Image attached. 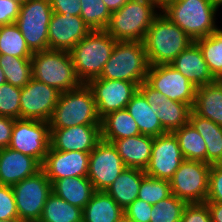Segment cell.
I'll list each match as a JSON object with an SVG mask.
<instances>
[{
  "label": "cell",
  "mask_w": 222,
  "mask_h": 222,
  "mask_svg": "<svg viewBox=\"0 0 222 222\" xmlns=\"http://www.w3.org/2000/svg\"><path fill=\"white\" fill-rule=\"evenodd\" d=\"M38 222H82V209L52 192L45 202Z\"/></svg>",
  "instance_id": "32"
},
{
  "label": "cell",
  "mask_w": 222,
  "mask_h": 222,
  "mask_svg": "<svg viewBox=\"0 0 222 222\" xmlns=\"http://www.w3.org/2000/svg\"><path fill=\"white\" fill-rule=\"evenodd\" d=\"M138 91L148 104L156 109V115L166 132L173 133L189 122L192 108L188 104L166 98L146 81L139 85Z\"/></svg>",
  "instance_id": "17"
},
{
  "label": "cell",
  "mask_w": 222,
  "mask_h": 222,
  "mask_svg": "<svg viewBox=\"0 0 222 222\" xmlns=\"http://www.w3.org/2000/svg\"><path fill=\"white\" fill-rule=\"evenodd\" d=\"M152 208L153 205L137 198L124 209V217L132 222H150Z\"/></svg>",
  "instance_id": "42"
},
{
  "label": "cell",
  "mask_w": 222,
  "mask_h": 222,
  "mask_svg": "<svg viewBox=\"0 0 222 222\" xmlns=\"http://www.w3.org/2000/svg\"><path fill=\"white\" fill-rule=\"evenodd\" d=\"M183 161L184 157L174 133H164L154 137L152 154L145 174L169 181Z\"/></svg>",
  "instance_id": "16"
},
{
  "label": "cell",
  "mask_w": 222,
  "mask_h": 222,
  "mask_svg": "<svg viewBox=\"0 0 222 222\" xmlns=\"http://www.w3.org/2000/svg\"><path fill=\"white\" fill-rule=\"evenodd\" d=\"M21 5L12 0H0V26L16 22Z\"/></svg>",
  "instance_id": "44"
},
{
  "label": "cell",
  "mask_w": 222,
  "mask_h": 222,
  "mask_svg": "<svg viewBox=\"0 0 222 222\" xmlns=\"http://www.w3.org/2000/svg\"><path fill=\"white\" fill-rule=\"evenodd\" d=\"M15 1L17 3H19L20 5H23L27 0H12Z\"/></svg>",
  "instance_id": "54"
},
{
  "label": "cell",
  "mask_w": 222,
  "mask_h": 222,
  "mask_svg": "<svg viewBox=\"0 0 222 222\" xmlns=\"http://www.w3.org/2000/svg\"><path fill=\"white\" fill-rule=\"evenodd\" d=\"M19 218L14 192L9 185H0V220Z\"/></svg>",
  "instance_id": "40"
},
{
  "label": "cell",
  "mask_w": 222,
  "mask_h": 222,
  "mask_svg": "<svg viewBox=\"0 0 222 222\" xmlns=\"http://www.w3.org/2000/svg\"><path fill=\"white\" fill-rule=\"evenodd\" d=\"M90 31L80 16L53 12L48 26L49 49L69 52Z\"/></svg>",
  "instance_id": "19"
},
{
  "label": "cell",
  "mask_w": 222,
  "mask_h": 222,
  "mask_svg": "<svg viewBox=\"0 0 222 222\" xmlns=\"http://www.w3.org/2000/svg\"><path fill=\"white\" fill-rule=\"evenodd\" d=\"M0 222H22L19 218H12L8 220H0Z\"/></svg>",
  "instance_id": "52"
},
{
  "label": "cell",
  "mask_w": 222,
  "mask_h": 222,
  "mask_svg": "<svg viewBox=\"0 0 222 222\" xmlns=\"http://www.w3.org/2000/svg\"><path fill=\"white\" fill-rule=\"evenodd\" d=\"M160 8L150 0H129L112 12L105 31L116 41H144ZM157 11V12H156Z\"/></svg>",
  "instance_id": "4"
},
{
  "label": "cell",
  "mask_w": 222,
  "mask_h": 222,
  "mask_svg": "<svg viewBox=\"0 0 222 222\" xmlns=\"http://www.w3.org/2000/svg\"><path fill=\"white\" fill-rule=\"evenodd\" d=\"M206 202L222 203V164H211Z\"/></svg>",
  "instance_id": "41"
},
{
  "label": "cell",
  "mask_w": 222,
  "mask_h": 222,
  "mask_svg": "<svg viewBox=\"0 0 222 222\" xmlns=\"http://www.w3.org/2000/svg\"><path fill=\"white\" fill-rule=\"evenodd\" d=\"M124 210L105 191H96L82 210V222H119Z\"/></svg>",
  "instance_id": "26"
},
{
  "label": "cell",
  "mask_w": 222,
  "mask_h": 222,
  "mask_svg": "<svg viewBox=\"0 0 222 222\" xmlns=\"http://www.w3.org/2000/svg\"><path fill=\"white\" fill-rule=\"evenodd\" d=\"M87 86L93 92L100 119L109 113L125 109L139 87L133 82L99 77L91 79Z\"/></svg>",
  "instance_id": "14"
},
{
  "label": "cell",
  "mask_w": 222,
  "mask_h": 222,
  "mask_svg": "<svg viewBox=\"0 0 222 222\" xmlns=\"http://www.w3.org/2000/svg\"><path fill=\"white\" fill-rule=\"evenodd\" d=\"M6 82V78H5V75H4V72L3 70L0 68V85H2L3 83Z\"/></svg>",
  "instance_id": "50"
},
{
  "label": "cell",
  "mask_w": 222,
  "mask_h": 222,
  "mask_svg": "<svg viewBox=\"0 0 222 222\" xmlns=\"http://www.w3.org/2000/svg\"><path fill=\"white\" fill-rule=\"evenodd\" d=\"M145 176L144 170L125 168L105 192L124 210L138 198L140 184Z\"/></svg>",
  "instance_id": "25"
},
{
  "label": "cell",
  "mask_w": 222,
  "mask_h": 222,
  "mask_svg": "<svg viewBox=\"0 0 222 222\" xmlns=\"http://www.w3.org/2000/svg\"><path fill=\"white\" fill-rule=\"evenodd\" d=\"M213 2V5L219 9L220 6L222 5V0H211Z\"/></svg>",
  "instance_id": "51"
},
{
  "label": "cell",
  "mask_w": 222,
  "mask_h": 222,
  "mask_svg": "<svg viewBox=\"0 0 222 222\" xmlns=\"http://www.w3.org/2000/svg\"><path fill=\"white\" fill-rule=\"evenodd\" d=\"M201 49L203 58L212 76L216 79L222 74V29L209 36L194 41Z\"/></svg>",
  "instance_id": "35"
},
{
  "label": "cell",
  "mask_w": 222,
  "mask_h": 222,
  "mask_svg": "<svg viewBox=\"0 0 222 222\" xmlns=\"http://www.w3.org/2000/svg\"><path fill=\"white\" fill-rule=\"evenodd\" d=\"M50 129H62L78 125H100L92 90L87 84L62 92L48 121Z\"/></svg>",
  "instance_id": "5"
},
{
  "label": "cell",
  "mask_w": 222,
  "mask_h": 222,
  "mask_svg": "<svg viewBox=\"0 0 222 222\" xmlns=\"http://www.w3.org/2000/svg\"><path fill=\"white\" fill-rule=\"evenodd\" d=\"M51 185L54 194L82 210L96 192L87 177H67L54 180Z\"/></svg>",
  "instance_id": "24"
},
{
  "label": "cell",
  "mask_w": 222,
  "mask_h": 222,
  "mask_svg": "<svg viewBox=\"0 0 222 222\" xmlns=\"http://www.w3.org/2000/svg\"><path fill=\"white\" fill-rule=\"evenodd\" d=\"M50 130V147L57 151L90 153L102 140L101 125H78Z\"/></svg>",
  "instance_id": "20"
},
{
  "label": "cell",
  "mask_w": 222,
  "mask_h": 222,
  "mask_svg": "<svg viewBox=\"0 0 222 222\" xmlns=\"http://www.w3.org/2000/svg\"><path fill=\"white\" fill-rule=\"evenodd\" d=\"M32 77L59 92L77 89L82 85L78 79L68 51L42 50L31 57Z\"/></svg>",
  "instance_id": "7"
},
{
  "label": "cell",
  "mask_w": 222,
  "mask_h": 222,
  "mask_svg": "<svg viewBox=\"0 0 222 222\" xmlns=\"http://www.w3.org/2000/svg\"><path fill=\"white\" fill-rule=\"evenodd\" d=\"M60 94L56 88L32 77L21 90L20 119L48 122Z\"/></svg>",
  "instance_id": "15"
},
{
  "label": "cell",
  "mask_w": 222,
  "mask_h": 222,
  "mask_svg": "<svg viewBox=\"0 0 222 222\" xmlns=\"http://www.w3.org/2000/svg\"><path fill=\"white\" fill-rule=\"evenodd\" d=\"M80 17L90 30H105L111 13L102 0H81Z\"/></svg>",
  "instance_id": "36"
},
{
  "label": "cell",
  "mask_w": 222,
  "mask_h": 222,
  "mask_svg": "<svg viewBox=\"0 0 222 222\" xmlns=\"http://www.w3.org/2000/svg\"><path fill=\"white\" fill-rule=\"evenodd\" d=\"M209 208L211 221L222 222V203L205 202Z\"/></svg>",
  "instance_id": "47"
},
{
  "label": "cell",
  "mask_w": 222,
  "mask_h": 222,
  "mask_svg": "<svg viewBox=\"0 0 222 222\" xmlns=\"http://www.w3.org/2000/svg\"><path fill=\"white\" fill-rule=\"evenodd\" d=\"M172 195L170 182L150 176H145L140 184L138 199L155 205L160 200H164Z\"/></svg>",
  "instance_id": "38"
},
{
  "label": "cell",
  "mask_w": 222,
  "mask_h": 222,
  "mask_svg": "<svg viewBox=\"0 0 222 222\" xmlns=\"http://www.w3.org/2000/svg\"><path fill=\"white\" fill-rule=\"evenodd\" d=\"M110 13L119 10L129 0H102Z\"/></svg>",
  "instance_id": "48"
},
{
  "label": "cell",
  "mask_w": 222,
  "mask_h": 222,
  "mask_svg": "<svg viewBox=\"0 0 222 222\" xmlns=\"http://www.w3.org/2000/svg\"><path fill=\"white\" fill-rule=\"evenodd\" d=\"M215 82L222 88V74L215 79Z\"/></svg>",
  "instance_id": "53"
},
{
  "label": "cell",
  "mask_w": 222,
  "mask_h": 222,
  "mask_svg": "<svg viewBox=\"0 0 222 222\" xmlns=\"http://www.w3.org/2000/svg\"><path fill=\"white\" fill-rule=\"evenodd\" d=\"M186 205L185 201L172 194L153 205L150 222H180Z\"/></svg>",
  "instance_id": "37"
},
{
  "label": "cell",
  "mask_w": 222,
  "mask_h": 222,
  "mask_svg": "<svg viewBox=\"0 0 222 222\" xmlns=\"http://www.w3.org/2000/svg\"><path fill=\"white\" fill-rule=\"evenodd\" d=\"M0 68L4 72L6 82L15 87L23 88L32 78L31 58L0 55Z\"/></svg>",
  "instance_id": "33"
},
{
  "label": "cell",
  "mask_w": 222,
  "mask_h": 222,
  "mask_svg": "<svg viewBox=\"0 0 222 222\" xmlns=\"http://www.w3.org/2000/svg\"><path fill=\"white\" fill-rule=\"evenodd\" d=\"M126 110L135 120L141 134L157 137L167 133L156 115V109L148 104L139 91L131 98Z\"/></svg>",
  "instance_id": "27"
},
{
  "label": "cell",
  "mask_w": 222,
  "mask_h": 222,
  "mask_svg": "<svg viewBox=\"0 0 222 222\" xmlns=\"http://www.w3.org/2000/svg\"><path fill=\"white\" fill-rule=\"evenodd\" d=\"M180 222H212L207 204H187L183 210L182 219Z\"/></svg>",
  "instance_id": "43"
},
{
  "label": "cell",
  "mask_w": 222,
  "mask_h": 222,
  "mask_svg": "<svg viewBox=\"0 0 222 222\" xmlns=\"http://www.w3.org/2000/svg\"><path fill=\"white\" fill-rule=\"evenodd\" d=\"M14 123H15L14 118L7 116H0V149L9 146Z\"/></svg>",
  "instance_id": "46"
},
{
  "label": "cell",
  "mask_w": 222,
  "mask_h": 222,
  "mask_svg": "<svg viewBox=\"0 0 222 222\" xmlns=\"http://www.w3.org/2000/svg\"><path fill=\"white\" fill-rule=\"evenodd\" d=\"M210 167L209 163L184 159L169 180L172 194L187 204L205 203Z\"/></svg>",
  "instance_id": "9"
},
{
  "label": "cell",
  "mask_w": 222,
  "mask_h": 222,
  "mask_svg": "<svg viewBox=\"0 0 222 222\" xmlns=\"http://www.w3.org/2000/svg\"><path fill=\"white\" fill-rule=\"evenodd\" d=\"M189 123L205 140L207 147V163L222 164V126L190 112Z\"/></svg>",
  "instance_id": "29"
},
{
  "label": "cell",
  "mask_w": 222,
  "mask_h": 222,
  "mask_svg": "<svg viewBox=\"0 0 222 222\" xmlns=\"http://www.w3.org/2000/svg\"><path fill=\"white\" fill-rule=\"evenodd\" d=\"M173 133L184 159L207 163L205 140L189 122Z\"/></svg>",
  "instance_id": "31"
},
{
  "label": "cell",
  "mask_w": 222,
  "mask_h": 222,
  "mask_svg": "<svg viewBox=\"0 0 222 222\" xmlns=\"http://www.w3.org/2000/svg\"><path fill=\"white\" fill-rule=\"evenodd\" d=\"M170 65L197 88L215 82L202 51L195 42L179 53Z\"/></svg>",
  "instance_id": "22"
},
{
  "label": "cell",
  "mask_w": 222,
  "mask_h": 222,
  "mask_svg": "<svg viewBox=\"0 0 222 222\" xmlns=\"http://www.w3.org/2000/svg\"><path fill=\"white\" fill-rule=\"evenodd\" d=\"M192 110L222 126V88L216 82L198 87Z\"/></svg>",
  "instance_id": "28"
},
{
  "label": "cell",
  "mask_w": 222,
  "mask_h": 222,
  "mask_svg": "<svg viewBox=\"0 0 222 222\" xmlns=\"http://www.w3.org/2000/svg\"><path fill=\"white\" fill-rule=\"evenodd\" d=\"M125 168L116 147L101 140L90 152L87 178L96 191H106Z\"/></svg>",
  "instance_id": "13"
},
{
  "label": "cell",
  "mask_w": 222,
  "mask_h": 222,
  "mask_svg": "<svg viewBox=\"0 0 222 222\" xmlns=\"http://www.w3.org/2000/svg\"><path fill=\"white\" fill-rule=\"evenodd\" d=\"M81 0H50L54 13L62 15L80 16Z\"/></svg>",
  "instance_id": "45"
},
{
  "label": "cell",
  "mask_w": 222,
  "mask_h": 222,
  "mask_svg": "<svg viewBox=\"0 0 222 222\" xmlns=\"http://www.w3.org/2000/svg\"><path fill=\"white\" fill-rule=\"evenodd\" d=\"M47 121L15 119L9 148L35 158L41 165L50 148Z\"/></svg>",
  "instance_id": "11"
},
{
  "label": "cell",
  "mask_w": 222,
  "mask_h": 222,
  "mask_svg": "<svg viewBox=\"0 0 222 222\" xmlns=\"http://www.w3.org/2000/svg\"><path fill=\"white\" fill-rule=\"evenodd\" d=\"M21 90L8 82L0 85V116L20 119Z\"/></svg>",
  "instance_id": "39"
},
{
  "label": "cell",
  "mask_w": 222,
  "mask_h": 222,
  "mask_svg": "<svg viewBox=\"0 0 222 222\" xmlns=\"http://www.w3.org/2000/svg\"><path fill=\"white\" fill-rule=\"evenodd\" d=\"M150 1L154 2L161 10L168 2L172 0H150Z\"/></svg>",
  "instance_id": "49"
},
{
  "label": "cell",
  "mask_w": 222,
  "mask_h": 222,
  "mask_svg": "<svg viewBox=\"0 0 222 222\" xmlns=\"http://www.w3.org/2000/svg\"><path fill=\"white\" fill-rule=\"evenodd\" d=\"M53 10L50 0H27L15 24L32 52L49 49L48 26Z\"/></svg>",
  "instance_id": "8"
},
{
  "label": "cell",
  "mask_w": 222,
  "mask_h": 222,
  "mask_svg": "<svg viewBox=\"0 0 222 222\" xmlns=\"http://www.w3.org/2000/svg\"><path fill=\"white\" fill-rule=\"evenodd\" d=\"M193 42L194 40L161 11L152 21L143 41L150 65L170 64Z\"/></svg>",
  "instance_id": "1"
},
{
  "label": "cell",
  "mask_w": 222,
  "mask_h": 222,
  "mask_svg": "<svg viewBox=\"0 0 222 222\" xmlns=\"http://www.w3.org/2000/svg\"><path fill=\"white\" fill-rule=\"evenodd\" d=\"M15 196L18 216L22 222H38L44 205L52 193L50 180L41 169L11 186Z\"/></svg>",
  "instance_id": "10"
},
{
  "label": "cell",
  "mask_w": 222,
  "mask_h": 222,
  "mask_svg": "<svg viewBox=\"0 0 222 222\" xmlns=\"http://www.w3.org/2000/svg\"><path fill=\"white\" fill-rule=\"evenodd\" d=\"M100 125L101 139L110 143L141 134L138 125L126 108L104 116Z\"/></svg>",
  "instance_id": "30"
},
{
  "label": "cell",
  "mask_w": 222,
  "mask_h": 222,
  "mask_svg": "<svg viewBox=\"0 0 222 222\" xmlns=\"http://www.w3.org/2000/svg\"><path fill=\"white\" fill-rule=\"evenodd\" d=\"M217 11L211 0H172L161 9L194 41L219 29L215 24Z\"/></svg>",
  "instance_id": "2"
},
{
  "label": "cell",
  "mask_w": 222,
  "mask_h": 222,
  "mask_svg": "<svg viewBox=\"0 0 222 222\" xmlns=\"http://www.w3.org/2000/svg\"><path fill=\"white\" fill-rule=\"evenodd\" d=\"M116 42L105 30H91L69 51L82 84L101 75Z\"/></svg>",
  "instance_id": "3"
},
{
  "label": "cell",
  "mask_w": 222,
  "mask_h": 222,
  "mask_svg": "<svg viewBox=\"0 0 222 222\" xmlns=\"http://www.w3.org/2000/svg\"><path fill=\"white\" fill-rule=\"evenodd\" d=\"M146 82L166 98L193 107L197 87L170 64L150 65Z\"/></svg>",
  "instance_id": "12"
},
{
  "label": "cell",
  "mask_w": 222,
  "mask_h": 222,
  "mask_svg": "<svg viewBox=\"0 0 222 222\" xmlns=\"http://www.w3.org/2000/svg\"><path fill=\"white\" fill-rule=\"evenodd\" d=\"M119 222H132V221H130V220L126 219L125 217H123Z\"/></svg>",
  "instance_id": "55"
},
{
  "label": "cell",
  "mask_w": 222,
  "mask_h": 222,
  "mask_svg": "<svg viewBox=\"0 0 222 222\" xmlns=\"http://www.w3.org/2000/svg\"><path fill=\"white\" fill-rule=\"evenodd\" d=\"M41 170V164L33 157L12 150L0 149V185L19 183Z\"/></svg>",
  "instance_id": "21"
},
{
  "label": "cell",
  "mask_w": 222,
  "mask_h": 222,
  "mask_svg": "<svg viewBox=\"0 0 222 222\" xmlns=\"http://www.w3.org/2000/svg\"><path fill=\"white\" fill-rule=\"evenodd\" d=\"M0 55L19 58H31L33 56V52L27 46L22 33L15 23L0 27Z\"/></svg>",
  "instance_id": "34"
},
{
  "label": "cell",
  "mask_w": 222,
  "mask_h": 222,
  "mask_svg": "<svg viewBox=\"0 0 222 222\" xmlns=\"http://www.w3.org/2000/svg\"><path fill=\"white\" fill-rule=\"evenodd\" d=\"M153 141L154 137L140 134L115 140L112 144L116 147L126 168L145 171L152 154Z\"/></svg>",
  "instance_id": "23"
},
{
  "label": "cell",
  "mask_w": 222,
  "mask_h": 222,
  "mask_svg": "<svg viewBox=\"0 0 222 222\" xmlns=\"http://www.w3.org/2000/svg\"><path fill=\"white\" fill-rule=\"evenodd\" d=\"M90 153L57 151L51 147L41 165L50 182L67 177H87Z\"/></svg>",
  "instance_id": "18"
},
{
  "label": "cell",
  "mask_w": 222,
  "mask_h": 222,
  "mask_svg": "<svg viewBox=\"0 0 222 222\" xmlns=\"http://www.w3.org/2000/svg\"><path fill=\"white\" fill-rule=\"evenodd\" d=\"M150 64L142 41H117L99 78L137 84L146 81Z\"/></svg>",
  "instance_id": "6"
}]
</instances>
